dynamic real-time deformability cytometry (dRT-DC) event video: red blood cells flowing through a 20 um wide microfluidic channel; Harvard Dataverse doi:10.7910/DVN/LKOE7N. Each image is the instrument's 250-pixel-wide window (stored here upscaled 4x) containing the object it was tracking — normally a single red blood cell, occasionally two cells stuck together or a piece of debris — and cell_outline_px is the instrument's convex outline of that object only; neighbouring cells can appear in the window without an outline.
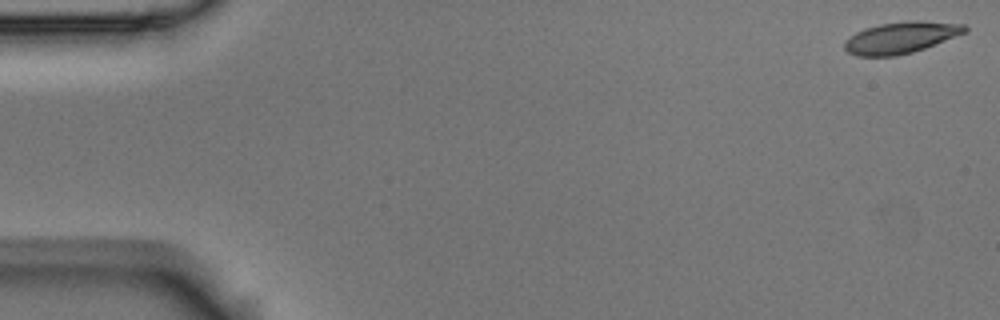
{"species": "Egyptian fruit bat (a non-hibernating species)", "species_latin": "Rousettus aegyptiacus", "temperature_condition": "room temperature", "stored_images_in_passage": 57, "camera_frame_rate_fps": 3000, "um_per_image_px": 0.085, "animal": {"sex": "male"}, "frame": {"image": 1, "passage_image": 1, "time_ms": 0.0, "image_size_px": [1000, 320], "cell_outline_px": [[968, 32], [924, 48], [912, 52], [896, 56], [856, 56], [848, 52], [844, 48], [844, 40], [856, 32], [864, 28], [880, 24], [912, 20], [916, 20], [964, 24], [968, 28]], "centroid_in_image_um": [76.57, 3.19], "position_along_channel_um": 8.4, "area_um2": 22.14}}
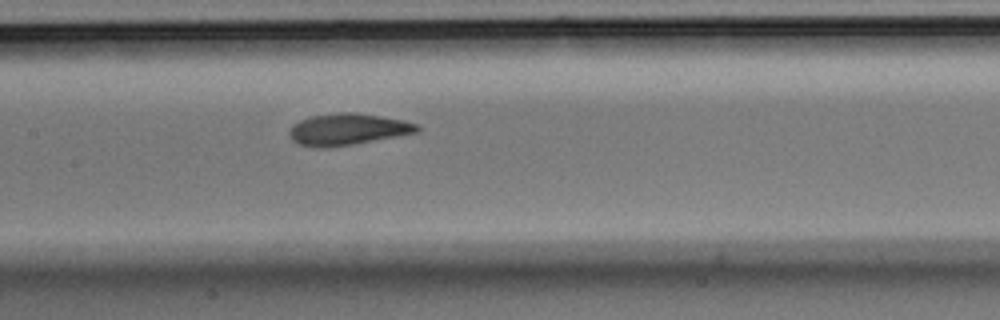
{"frame": {"image": 2, "passage_image": 27, "time_ms": 8.667, "image_size_px": [1000, 320], "cell_outline_px": [[420, 132], [352, 144], [328, 148], [316, 148], [300, 144], [292, 140], [288, 132], [292, 124], [300, 120], [312, 116], [336, 112], [356, 112], [404, 120], [416, 124], [420, 128]], "centroid_in_image_um": [29.53, 10.99], "position_along_channel_um": 177.9, "area_um2": 23.58}}
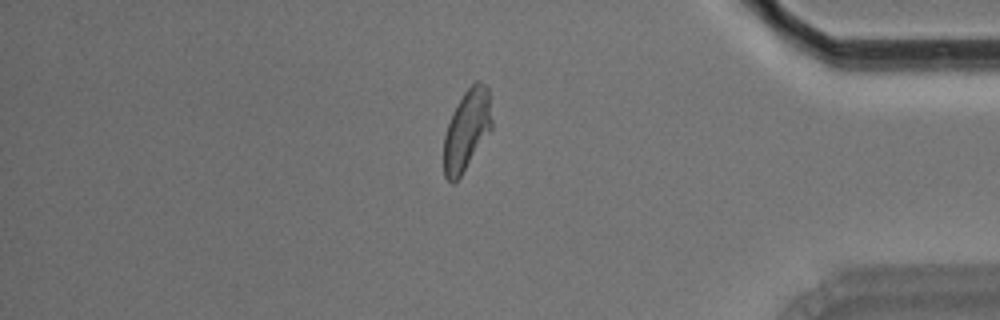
{"frame": {"image": 3, "passage_image": 48, "time_ms": 15.667, "image_size_px": [1000, 320], "cell_outline_px": [[492, 128], [460, 176], [452, 184], [444, 176], [444, 136], [452, 112], [464, 92], [476, 80], [480, 80], [488, 88], [492, 120]], "centroid_in_image_um": [39.67, 11.02], "position_along_channel_um": 395.5, "area_um2": 22.31}, "authors_computed_cell_mechanics": {"area_um2": 22.9466, "velocity_mm_per_s": 3.5297, "shape_relaxation_time_tau1_ms": 4.2746, "shape_relaxation_time_tau2_ms": 1.9789, "deformation_change_tau1": 0.1485, "deformation_change_tau2": 0.072}}